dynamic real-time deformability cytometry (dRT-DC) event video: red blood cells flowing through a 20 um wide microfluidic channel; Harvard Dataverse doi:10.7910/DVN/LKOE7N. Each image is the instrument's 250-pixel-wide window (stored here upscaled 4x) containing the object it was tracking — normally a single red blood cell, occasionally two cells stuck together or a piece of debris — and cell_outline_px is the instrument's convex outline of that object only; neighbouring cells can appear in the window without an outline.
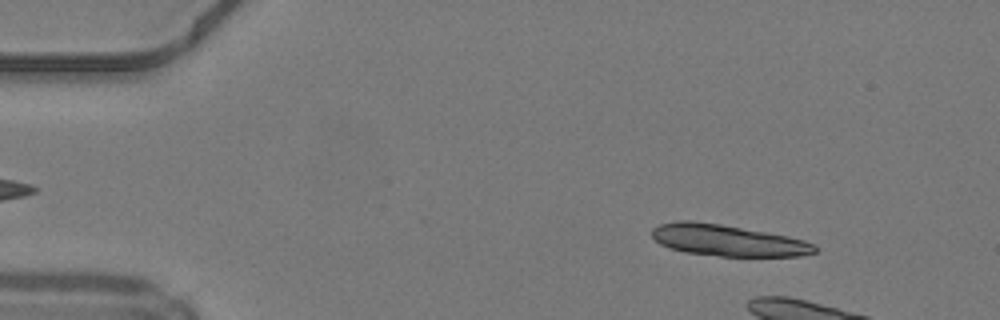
{"species": "common noctule bat (a hibernating species)", "species_latin": "Nyctalus noctula", "temperature_condition": "warm", "stored_images_in_passage": 12, "camera_frame_rate_fps": 3000, "um_per_image_px": 0.085, "animal": {"sex": "male", "body_mass_g": 19.2, "forearm_length_mm": 51.8}, "frame": {"image": 1, "passage_image": 6, "time_ms": 1.667, "image_size_px": [1000, 320], "cell_outline_px": [[816, 252], [800, 256], [720, 256], [684, 252], [668, 248], [660, 244], [652, 236], [652, 228], [660, 224], [676, 220], [692, 220], [720, 224], [788, 236], [804, 240], [812, 244], [816, 248]], "centroid_in_image_um": [61.8, 20.43], "position_along_channel_um": 23.2, "area_um2": 29.71}}